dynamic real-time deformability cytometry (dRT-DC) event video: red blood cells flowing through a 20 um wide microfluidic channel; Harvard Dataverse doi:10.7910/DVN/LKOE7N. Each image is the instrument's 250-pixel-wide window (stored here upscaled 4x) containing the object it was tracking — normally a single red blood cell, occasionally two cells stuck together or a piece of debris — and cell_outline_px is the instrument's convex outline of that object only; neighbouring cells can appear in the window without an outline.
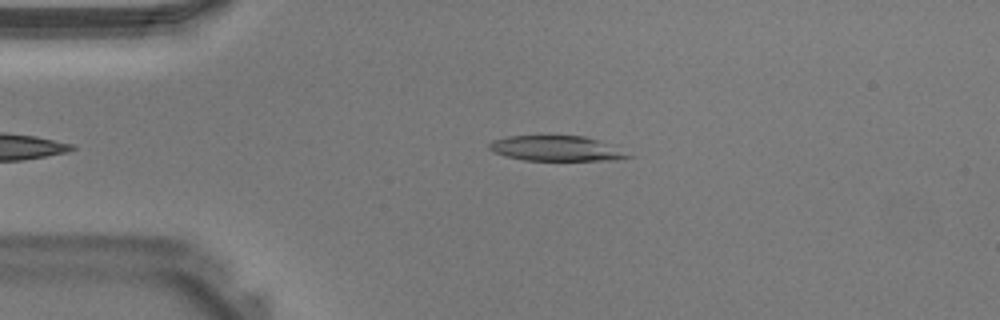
{"species": "Egyptian fruit bat (a non-hibernating species)", "species_latin": "Rousettus aegyptiacus", "temperature_condition": "warm", "stored_images_in_passage": 29, "camera_frame_rate_fps": 3000, "um_per_image_px": 0.085, "animal": {"sex": "male"}, "frame": {"image": 1, "passage_image": 1, "time_ms": 0.0, "image_size_px": [1000, 320], "cell_outline_px": [[636, 156], [616, 160], [524, 160], [504, 156], [492, 152], [488, 148], [488, 144], [492, 140], [508, 136], [584, 136], [596, 140]], "centroid_in_image_um": [47.22, 12.63], "position_along_channel_um": 37.8, "area_um2": 20.23}}
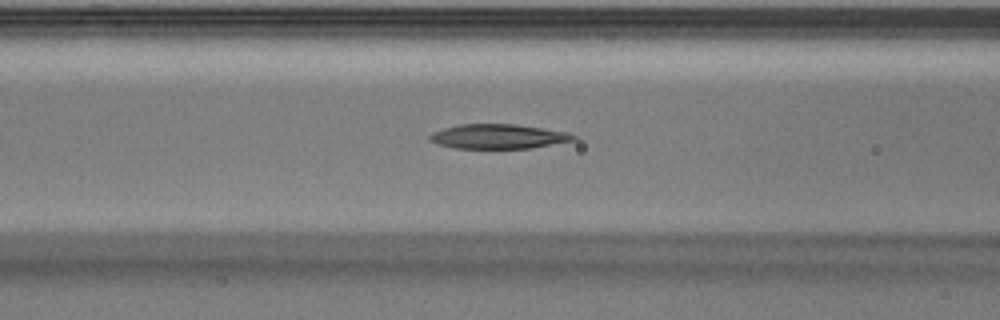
{"frame": {"image": 2, "passage_image": 8, "time_ms": 2.333, "image_size_px": [1000, 320], "cell_outline_px": [[576, 140], [532, 148], [452, 148], [436, 144], [428, 140], [428, 136], [432, 132], [444, 128], [460, 124], [516, 124], [544, 128], [568, 132], [576, 136]], "centroid_in_image_um": [42.34, 11.6], "position_along_channel_um": 124.3, "area_um2": 20.75}}
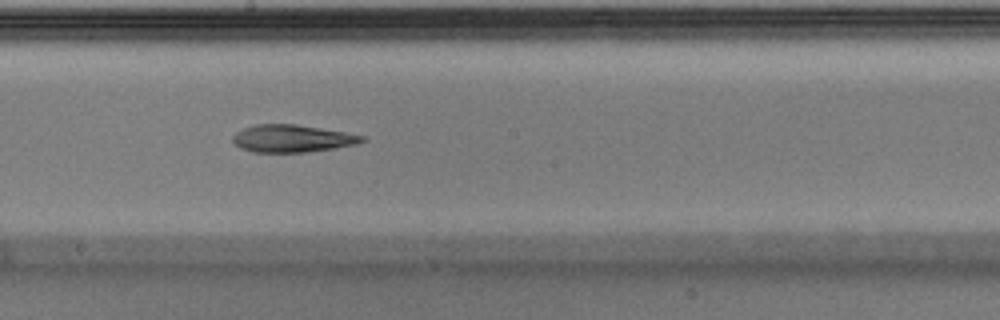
{"frame": {"image": 3, "passage_image": 14, "time_ms": 4.333, "image_size_px": [1000, 320], "cell_outline_px": [[368, 140], [356, 144], [336, 148], [308, 152], [252, 152], [240, 148], [232, 140], [232, 136], [236, 132], [244, 128], [256, 124], [296, 124], [344, 132], [364, 136]], "centroid_in_image_um": [24.84, 11.78], "position_along_channel_um": 223.4, "area_um2": 20.69}}